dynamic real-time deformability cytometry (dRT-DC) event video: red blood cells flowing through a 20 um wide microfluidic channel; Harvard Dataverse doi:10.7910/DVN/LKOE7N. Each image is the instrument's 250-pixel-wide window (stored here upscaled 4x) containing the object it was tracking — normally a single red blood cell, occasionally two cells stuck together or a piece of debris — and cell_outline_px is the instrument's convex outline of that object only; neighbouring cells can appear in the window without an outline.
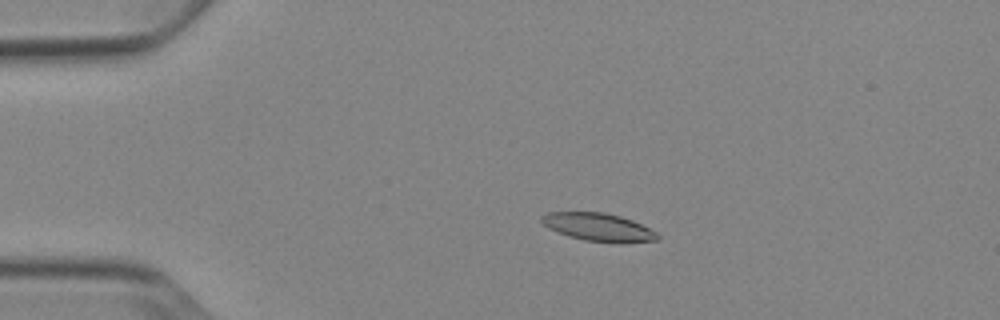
{"species": "Egyptian fruit bat (a non-hibernating species)", "species_latin": "Rousettus aegyptiacus", "temperature_condition": "cold", "stored_images_in_passage": 54, "camera_frame_rate_fps": 3000, "um_per_image_px": 0.085, "animal": {"sex": "female"}, "frame": {"image": 1, "passage_image": 12, "time_ms": 3.667, "image_size_px": [1000, 320], "cell_outline_px": [[660, 240], [620, 244], [584, 240], [568, 236], [548, 228], [540, 220], [540, 216], [548, 212], [604, 212], [620, 216], [632, 220], [656, 232], [660, 236]], "centroid_in_image_um": [50.88, 19.32], "position_along_channel_um": 34.1, "area_um2": 19.13}}
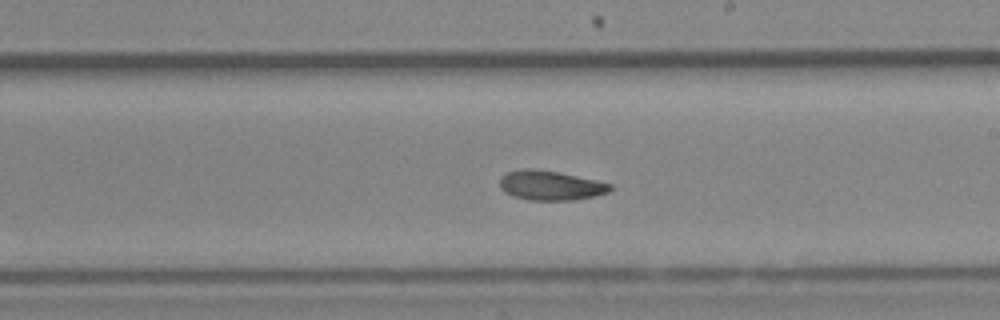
{"frame": {"image": 2, "passage_image": 32, "time_ms": 10.333, "image_size_px": [1000, 320], "cell_outline_px": [[612, 188], [608, 192], [596, 196], [576, 200], [528, 200], [504, 192], [500, 188], [500, 176], [508, 172], [528, 168], [532, 168], [560, 172], [596, 180], [612, 184]], "centroid_in_image_um": [46.81, 15.76], "position_along_channel_um": 242.2, "area_um2": 19.07}}
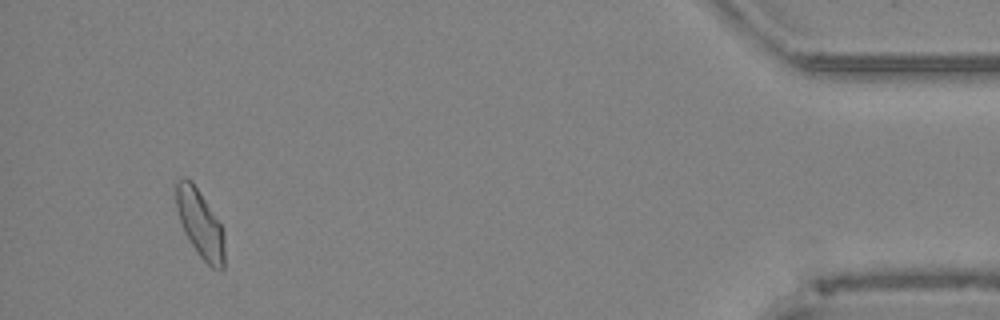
{"frame": {"image": 3, "passage_image": 51, "time_ms": 16.667, "image_size_px": [1000, 320], "cell_outline_px": [[224, 268], [220, 272], [212, 268], [200, 256], [188, 240], [184, 232], [176, 208], [176, 180], [184, 176], [192, 180], [220, 224], [224, 232]], "centroid_in_image_um": [17.0, 19.03], "position_along_channel_um": 418.2, "area_um2": 19.13}}